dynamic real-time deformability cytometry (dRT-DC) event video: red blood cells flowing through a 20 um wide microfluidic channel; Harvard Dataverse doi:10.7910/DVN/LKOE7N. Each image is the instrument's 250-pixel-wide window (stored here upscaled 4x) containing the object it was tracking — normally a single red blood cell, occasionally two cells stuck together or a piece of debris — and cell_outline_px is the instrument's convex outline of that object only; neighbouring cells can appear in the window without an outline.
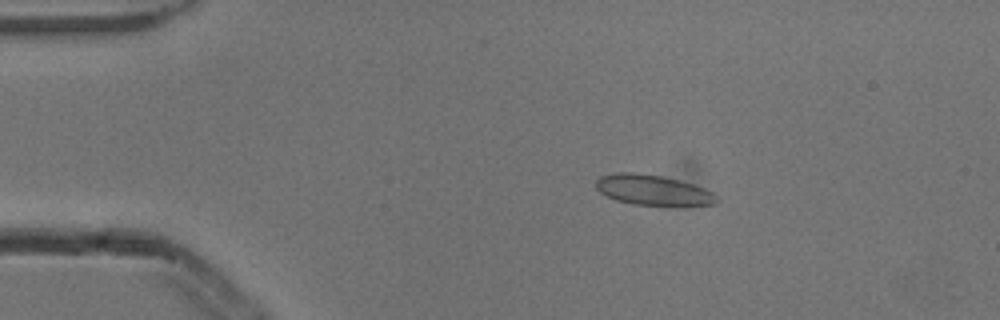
{"species": "common noctule bat (a hibernating species)", "species_latin": "Nyctalus noctula", "temperature_condition": "cold", "stored_images_in_passage": 7, "camera_frame_rate_fps": 3000, "um_per_image_px": 0.085, "animal": {"sex": "male", "body_mass_g": 13.3}, "frame": {"image": 1, "passage_image": 3, "time_ms": 0.667, "image_size_px": [1000, 320], "cell_outline_px": [[720, 200], [716, 204], [632, 204], [616, 200], [600, 192], [596, 188], [596, 180], [600, 176], [616, 172], [632, 172], [664, 176], [680, 180], [704, 188], [712, 192]], "centroid_in_image_um": [55.46, 16.12], "position_along_channel_um": 29.5, "area_um2": 20.98}}
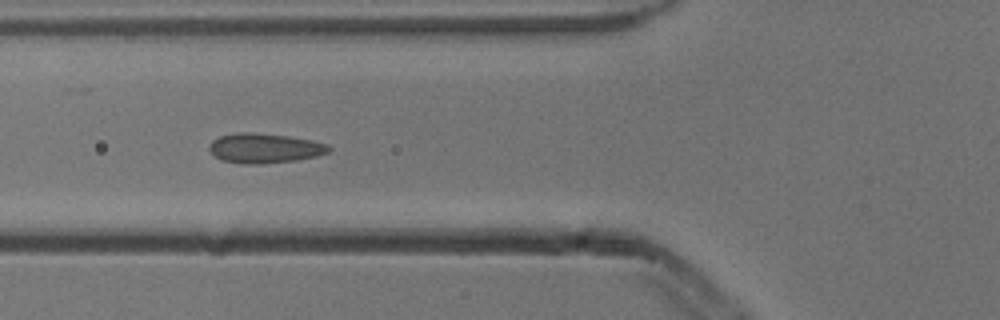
{"frame": {"image": 2, "passage_image": 6, "time_ms": 1.667, "image_size_px": [1000, 320], "cell_outline_px": [[332, 148], [328, 152], [316, 156], [296, 160], [260, 164], [240, 164], [220, 160], [208, 148], [208, 144], [212, 140], [220, 136], [236, 132], [252, 132], [288, 136], [312, 140], [328, 144]], "centroid_in_image_um": [22.47, 12.59], "position_along_channel_um": 103.3, "area_um2": 20.87}}
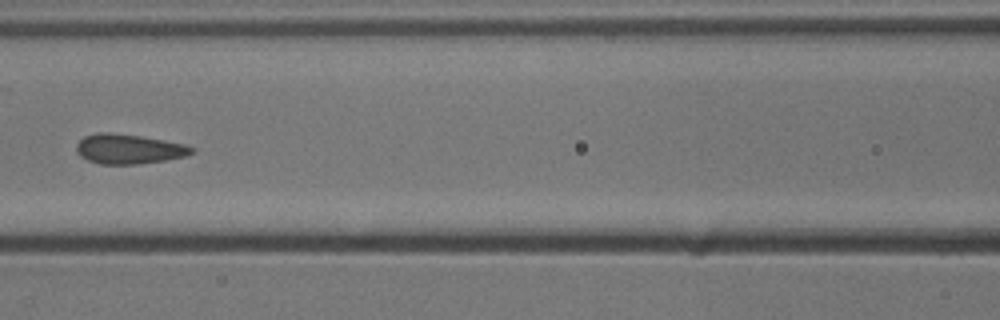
{"frame": {"image": 3, "passage_image": 7, "time_ms": 2.0, "image_size_px": [1000, 320], "cell_outline_px": [[196, 148], [188, 156], [164, 160], [136, 164], [100, 164], [88, 160], [80, 156], [76, 152], [76, 144], [84, 136], [100, 132], [108, 132], [140, 136], [164, 140], [184, 144]], "centroid_in_image_um": [10.93, 12.66], "position_along_channel_um": 155.7, "area_um2": 19.94}}